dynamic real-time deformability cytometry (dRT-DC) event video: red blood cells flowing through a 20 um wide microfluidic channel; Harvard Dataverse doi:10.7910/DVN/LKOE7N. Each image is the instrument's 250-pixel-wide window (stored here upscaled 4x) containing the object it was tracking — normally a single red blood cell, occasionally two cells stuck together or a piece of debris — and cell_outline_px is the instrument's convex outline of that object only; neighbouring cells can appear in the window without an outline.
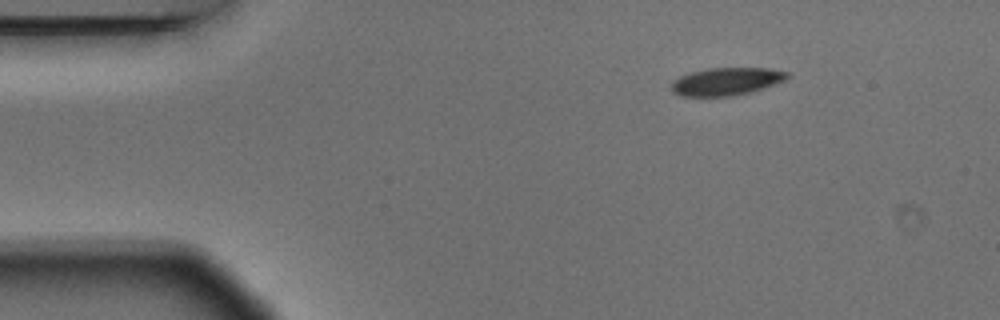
{"species": "Egyptian fruit bat (a non-hibernating species)", "species_latin": "Rousettus aegyptiacus", "temperature_condition": "warm", "stored_images_in_passage": 3, "camera_frame_rate_fps": 3000, "um_per_image_px": 0.085, "animal": {"sex": "male"}, "frame": {"image": 1, "passage_image": 1, "time_ms": 0.0, "image_size_px": [1000, 320], "cell_outline_px": [[788, 76], [784, 80], [748, 92], [732, 96], [680, 96], [672, 92], [672, 80], [680, 76], [692, 72], [708, 68], [768, 68], [788, 72]], "centroid_in_image_um": [61.67, 6.92], "position_along_channel_um": 23.3, "area_um2": 18.38}}
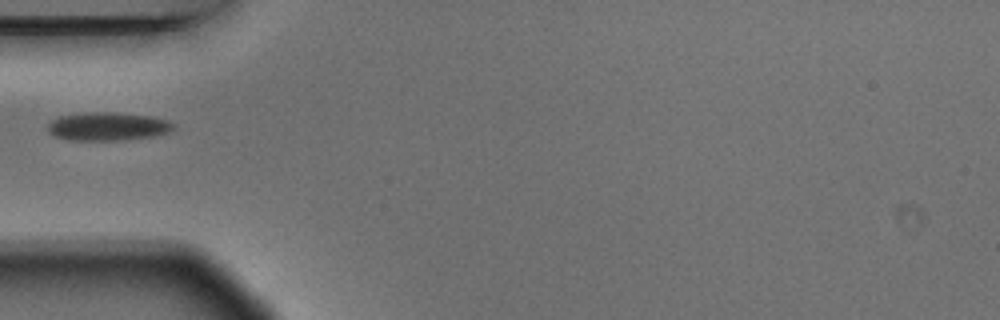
{"frame": {"image": 2, "passage_image": 3, "time_ms": 0.667, "image_size_px": [1000, 320], "cell_outline_px": [[176, 128], [168, 132], [152, 136], [120, 140], [68, 140], [52, 136], [48, 132], [48, 124], [52, 120], [60, 116], [92, 112], [116, 112], [148, 116], [168, 120], [176, 124]], "centroid_in_image_um": [9.15, 10.75], "position_along_channel_um": 75.8, "area_um2": 20.75}}